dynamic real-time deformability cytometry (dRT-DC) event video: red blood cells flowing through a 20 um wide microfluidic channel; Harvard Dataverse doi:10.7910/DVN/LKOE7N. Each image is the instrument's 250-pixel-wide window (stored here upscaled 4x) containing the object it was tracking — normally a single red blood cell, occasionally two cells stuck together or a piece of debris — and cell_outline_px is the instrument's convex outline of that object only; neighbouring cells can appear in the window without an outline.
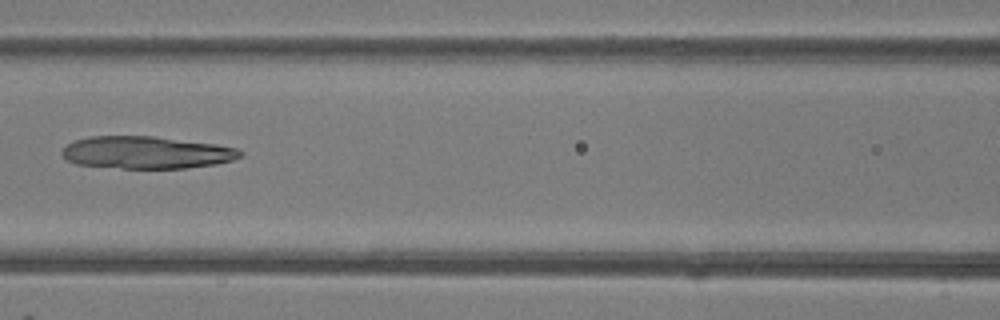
{"species": "common noctule bat (a hibernating species)", "species_latin": "Nyctalus noctula", "temperature_condition": "room temperature", "stored_images_in_passage": 6, "camera_frame_rate_fps": 3000, "um_per_image_px": 0.085, "animal": {"sex": "female"}, "frame": {"image": 1, "passage_image": 6, "time_ms": 6.667, "image_size_px": [1000, 320], "cell_outline_px": [[244, 152], [240, 156], [232, 160], [216, 164], [184, 168], [120, 168], [76, 164], [68, 160], [60, 152], [72, 140], [88, 136], [156, 136], [216, 144], [236, 148]], "centroid_in_image_um": [12.43, 12.95], "position_along_channel_um": 154.2, "area_um2": 33.64}}